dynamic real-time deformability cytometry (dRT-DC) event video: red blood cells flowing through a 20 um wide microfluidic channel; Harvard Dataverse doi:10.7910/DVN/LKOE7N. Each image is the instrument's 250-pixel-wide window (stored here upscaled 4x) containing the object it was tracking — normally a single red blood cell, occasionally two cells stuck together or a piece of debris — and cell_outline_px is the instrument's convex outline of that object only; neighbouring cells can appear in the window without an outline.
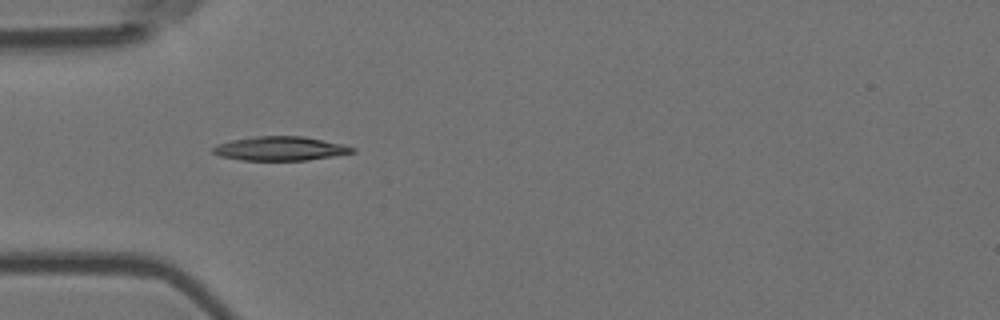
{"species": "Egyptian fruit bat (a non-hibernating species)", "species_latin": "Rousettus aegyptiacus", "temperature_condition": "room temperature", "stored_images_in_passage": 2, "camera_frame_rate_fps": 3000, "um_per_image_px": 0.085, "animal": {"sex": "female"}, "frame": {"image": 1, "passage_image": 1, "time_ms": 0.0, "image_size_px": [1000, 320], "cell_outline_px": [[356, 152], [308, 160], [240, 160], [220, 156], [212, 152], [212, 148], [216, 144], [232, 140], [256, 136], [304, 136], [344, 144], [356, 148]], "centroid_in_image_um": [23.83, 12.62], "position_along_channel_um": 61.2, "area_um2": 19.59}}
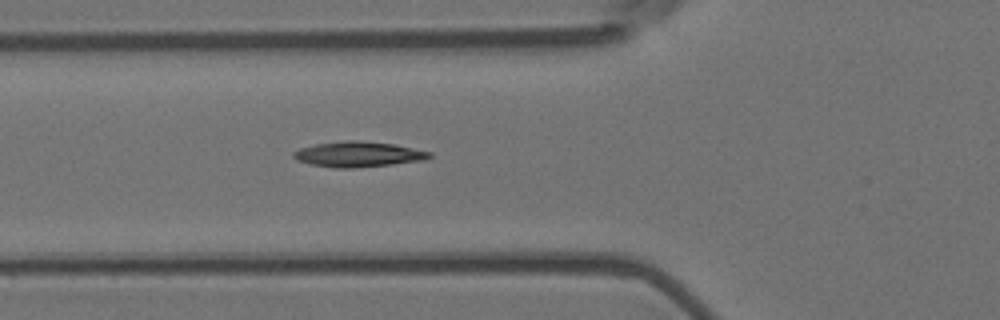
{"frame": {"image": 2, "passage_image": 2, "time_ms": 0.333, "image_size_px": [1000, 320], "cell_outline_px": [[432, 156], [424, 160], [392, 164], [352, 168], [336, 168], [312, 164], [296, 160], [292, 156], [292, 152], [300, 148], [316, 144], [344, 140], [356, 140], [392, 144], [432, 152]], "centroid_in_image_um": [30.43, 13.11], "position_along_channel_um": 95.4, "area_um2": 19.94}}